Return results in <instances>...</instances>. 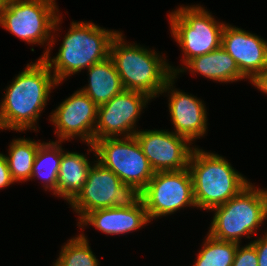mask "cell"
<instances>
[{
	"label": "cell",
	"instance_id": "1",
	"mask_svg": "<svg viewBox=\"0 0 267 266\" xmlns=\"http://www.w3.org/2000/svg\"><path fill=\"white\" fill-rule=\"evenodd\" d=\"M26 66L6 88L0 103V130L37 131L35 125L51 90L59 85L43 58Z\"/></svg>",
	"mask_w": 267,
	"mask_h": 266
},
{
	"label": "cell",
	"instance_id": "2",
	"mask_svg": "<svg viewBox=\"0 0 267 266\" xmlns=\"http://www.w3.org/2000/svg\"><path fill=\"white\" fill-rule=\"evenodd\" d=\"M119 31L106 30L91 22H72L59 52L51 59L43 56L55 80L61 84L67 77L90 68L110 56V46Z\"/></svg>",
	"mask_w": 267,
	"mask_h": 266
},
{
	"label": "cell",
	"instance_id": "3",
	"mask_svg": "<svg viewBox=\"0 0 267 266\" xmlns=\"http://www.w3.org/2000/svg\"><path fill=\"white\" fill-rule=\"evenodd\" d=\"M123 37L120 31L113 38L109 57L114 62L124 89L143 92L152 99L159 97L173 76L170 64L154 49L148 50L137 43L127 44Z\"/></svg>",
	"mask_w": 267,
	"mask_h": 266
},
{
	"label": "cell",
	"instance_id": "4",
	"mask_svg": "<svg viewBox=\"0 0 267 266\" xmlns=\"http://www.w3.org/2000/svg\"><path fill=\"white\" fill-rule=\"evenodd\" d=\"M188 168L193 180L196 207L206 211L225 204L250 184L227 159L196 146Z\"/></svg>",
	"mask_w": 267,
	"mask_h": 266
},
{
	"label": "cell",
	"instance_id": "5",
	"mask_svg": "<svg viewBox=\"0 0 267 266\" xmlns=\"http://www.w3.org/2000/svg\"><path fill=\"white\" fill-rule=\"evenodd\" d=\"M211 211L215 213L208 234L217 240L241 244L243 236L250 239L267 219V189L250 183L237 196Z\"/></svg>",
	"mask_w": 267,
	"mask_h": 266
},
{
	"label": "cell",
	"instance_id": "6",
	"mask_svg": "<svg viewBox=\"0 0 267 266\" xmlns=\"http://www.w3.org/2000/svg\"><path fill=\"white\" fill-rule=\"evenodd\" d=\"M55 1L9 0L0 17V26L28 44L48 43L41 58L50 56L56 42L52 34L59 30L62 21Z\"/></svg>",
	"mask_w": 267,
	"mask_h": 266
},
{
	"label": "cell",
	"instance_id": "7",
	"mask_svg": "<svg viewBox=\"0 0 267 266\" xmlns=\"http://www.w3.org/2000/svg\"><path fill=\"white\" fill-rule=\"evenodd\" d=\"M82 189L69 202L80 221L87 213L104 208L129 209L142 201V190L122 183L119 177L100 162L94 161Z\"/></svg>",
	"mask_w": 267,
	"mask_h": 266
},
{
	"label": "cell",
	"instance_id": "8",
	"mask_svg": "<svg viewBox=\"0 0 267 266\" xmlns=\"http://www.w3.org/2000/svg\"><path fill=\"white\" fill-rule=\"evenodd\" d=\"M168 16L172 37L184 53L183 65L221 47L226 23L217 21L201 5L180 6Z\"/></svg>",
	"mask_w": 267,
	"mask_h": 266
},
{
	"label": "cell",
	"instance_id": "9",
	"mask_svg": "<svg viewBox=\"0 0 267 266\" xmlns=\"http://www.w3.org/2000/svg\"><path fill=\"white\" fill-rule=\"evenodd\" d=\"M98 162L112 170L122 181L143 190L154 175L135 136L106 137L87 144Z\"/></svg>",
	"mask_w": 267,
	"mask_h": 266
},
{
	"label": "cell",
	"instance_id": "10",
	"mask_svg": "<svg viewBox=\"0 0 267 266\" xmlns=\"http://www.w3.org/2000/svg\"><path fill=\"white\" fill-rule=\"evenodd\" d=\"M142 199L150 222L187 206L196 207L189 168L154 172L152 179L142 190Z\"/></svg>",
	"mask_w": 267,
	"mask_h": 266
},
{
	"label": "cell",
	"instance_id": "11",
	"mask_svg": "<svg viewBox=\"0 0 267 266\" xmlns=\"http://www.w3.org/2000/svg\"><path fill=\"white\" fill-rule=\"evenodd\" d=\"M151 99L143 92L124 89L107 103L98 106L94 140L134 136L138 131V118Z\"/></svg>",
	"mask_w": 267,
	"mask_h": 266
},
{
	"label": "cell",
	"instance_id": "12",
	"mask_svg": "<svg viewBox=\"0 0 267 266\" xmlns=\"http://www.w3.org/2000/svg\"><path fill=\"white\" fill-rule=\"evenodd\" d=\"M154 172L188 168L195 147L187 138L168 130H138L134 135Z\"/></svg>",
	"mask_w": 267,
	"mask_h": 266
},
{
	"label": "cell",
	"instance_id": "13",
	"mask_svg": "<svg viewBox=\"0 0 267 266\" xmlns=\"http://www.w3.org/2000/svg\"><path fill=\"white\" fill-rule=\"evenodd\" d=\"M97 109L98 106L80 89L62 101L49 119L55 126L58 141L79 137L81 141L93 145Z\"/></svg>",
	"mask_w": 267,
	"mask_h": 266
},
{
	"label": "cell",
	"instance_id": "14",
	"mask_svg": "<svg viewBox=\"0 0 267 266\" xmlns=\"http://www.w3.org/2000/svg\"><path fill=\"white\" fill-rule=\"evenodd\" d=\"M176 78L177 76L173 75L167 81L161 95L167 92L169 96L168 109L175 128L173 132L192 143L207 132V111L202 100L173 88Z\"/></svg>",
	"mask_w": 267,
	"mask_h": 266
},
{
	"label": "cell",
	"instance_id": "15",
	"mask_svg": "<svg viewBox=\"0 0 267 266\" xmlns=\"http://www.w3.org/2000/svg\"><path fill=\"white\" fill-rule=\"evenodd\" d=\"M221 46L250 81L267 64V41L244 29L225 24Z\"/></svg>",
	"mask_w": 267,
	"mask_h": 266
},
{
	"label": "cell",
	"instance_id": "16",
	"mask_svg": "<svg viewBox=\"0 0 267 266\" xmlns=\"http://www.w3.org/2000/svg\"><path fill=\"white\" fill-rule=\"evenodd\" d=\"M150 223L143 201L134 208L118 209L104 208L87 213L79 222L78 226L92 225L99 231L108 235L130 233L142 229Z\"/></svg>",
	"mask_w": 267,
	"mask_h": 266
},
{
	"label": "cell",
	"instance_id": "17",
	"mask_svg": "<svg viewBox=\"0 0 267 266\" xmlns=\"http://www.w3.org/2000/svg\"><path fill=\"white\" fill-rule=\"evenodd\" d=\"M182 68H175L170 65L173 75H179L186 70L193 74H201L203 77L221 83H232L247 78L240 72L235 60L224 50L220 48L207 54L194 57L189 60Z\"/></svg>",
	"mask_w": 267,
	"mask_h": 266
},
{
	"label": "cell",
	"instance_id": "18",
	"mask_svg": "<svg viewBox=\"0 0 267 266\" xmlns=\"http://www.w3.org/2000/svg\"><path fill=\"white\" fill-rule=\"evenodd\" d=\"M87 70L89 84L80 90L97 106L107 103L110 99L124 90L121 78L110 57L99 63L93 64Z\"/></svg>",
	"mask_w": 267,
	"mask_h": 266
},
{
	"label": "cell",
	"instance_id": "19",
	"mask_svg": "<svg viewBox=\"0 0 267 266\" xmlns=\"http://www.w3.org/2000/svg\"><path fill=\"white\" fill-rule=\"evenodd\" d=\"M91 166L86 155L63 150L56 185L57 197H63L69 203L85 184Z\"/></svg>",
	"mask_w": 267,
	"mask_h": 266
},
{
	"label": "cell",
	"instance_id": "20",
	"mask_svg": "<svg viewBox=\"0 0 267 266\" xmlns=\"http://www.w3.org/2000/svg\"><path fill=\"white\" fill-rule=\"evenodd\" d=\"M61 141H44L39 145L38 151L35 156L32 176L34 179L37 177L42 180L45 191L51 190L53 195H56V185L60 163L62 159L63 149Z\"/></svg>",
	"mask_w": 267,
	"mask_h": 266
},
{
	"label": "cell",
	"instance_id": "21",
	"mask_svg": "<svg viewBox=\"0 0 267 266\" xmlns=\"http://www.w3.org/2000/svg\"><path fill=\"white\" fill-rule=\"evenodd\" d=\"M41 142L32 139L17 138L9 144V155H4L12 180L24 182L30 180L36 153Z\"/></svg>",
	"mask_w": 267,
	"mask_h": 266
},
{
	"label": "cell",
	"instance_id": "22",
	"mask_svg": "<svg viewBox=\"0 0 267 266\" xmlns=\"http://www.w3.org/2000/svg\"><path fill=\"white\" fill-rule=\"evenodd\" d=\"M193 266H232L238 243L221 241L207 234Z\"/></svg>",
	"mask_w": 267,
	"mask_h": 266
},
{
	"label": "cell",
	"instance_id": "23",
	"mask_svg": "<svg viewBox=\"0 0 267 266\" xmlns=\"http://www.w3.org/2000/svg\"><path fill=\"white\" fill-rule=\"evenodd\" d=\"M84 233L73 237L63 245L53 266H99Z\"/></svg>",
	"mask_w": 267,
	"mask_h": 266
},
{
	"label": "cell",
	"instance_id": "24",
	"mask_svg": "<svg viewBox=\"0 0 267 266\" xmlns=\"http://www.w3.org/2000/svg\"><path fill=\"white\" fill-rule=\"evenodd\" d=\"M238 244L232 266H258V257L255 247L248 243L240 247Z\"/></svg>",
	"mask_w": 267,
	"mask_h": 266
},
{
	"label": "cell",
	"instance_id": "25",
	"mask_svg": "<svg viewBox=\"0 0 267 266\" xmlns=\"http://www.w3.org/2000/svg\"><path fill=\"white\" fill-rule=\"evenodd\" d=\"M250 243L255 247L258 257V266H267V232Z\"/></svg>",
	"mask_w": 267,
	"mask_h": 266
},
{
	"label": "cell",
	"instance_id": "26",
	"mask_svg": "<svg viewBox=\"0 0 267 266\" xmlns=\"http://www.w3.org/2000/svg\"><path fill=\"white\" fill-rule=\"evenodd\" d=\"M15 183L10 175L7 160L3 153H0V189Z\"/></svg>",
	"mask_w": 267,
	"mask_h": 266
},
{
	"label": "cell",
	"instance_id": "27",
	"mask_svg": "<svg viewBox=\"0 0 267 266\" xmlns=\"http://www.w3.org/2000/svg\"><path fill=\"white\" fill-rule=\"evenodd\" d=\"M252 82V83H251ZM258 90L267 94V64L266 66L250 81Z\"/></svg>",
	"mask_w": 267,
	"mask_h": 266
},
{
	"label": "cell",
	"instance_id": "28",
	"mask_svg": "<svg viewBox=\"0 0 267 266\" xmlns=\"http://www.w3.org/2000/svg\"><path fill=\"white\" fill-rule=\"evenodd\" d=\"M9 0H0V17L2 15V12L7 7V3Z\"/></svg>",
	"mask_w": 267,
	"mask_h": 266
}]
</instances>
